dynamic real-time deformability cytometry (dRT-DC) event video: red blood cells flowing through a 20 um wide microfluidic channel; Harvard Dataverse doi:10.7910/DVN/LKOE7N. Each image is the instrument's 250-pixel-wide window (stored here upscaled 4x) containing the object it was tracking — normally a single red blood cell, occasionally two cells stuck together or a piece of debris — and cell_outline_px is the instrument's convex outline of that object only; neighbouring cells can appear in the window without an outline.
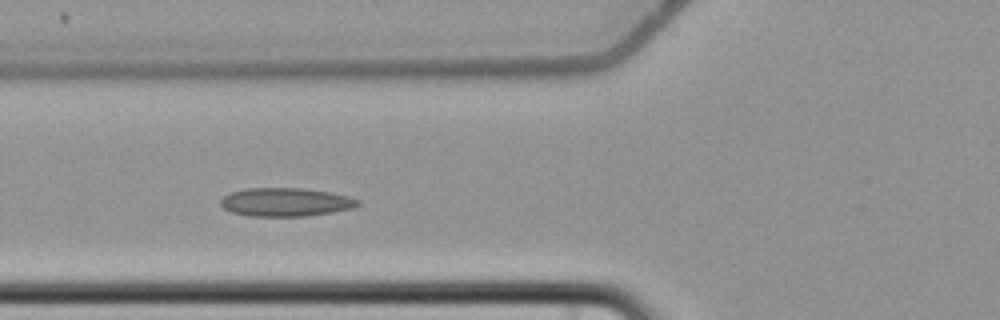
{"species": "common noctule bat (a hibernating species)", "species_latin": "Nyctalus noctula", "temperature_condition": "cold", "stored_images_in_passage": 4, "camera_frame_rate_fps": 3000, "um_per_image_px": 0.085, "animal": {"sex": "female", "body_mass_g": 22.7, "forearm_length_mm": 54.2}, "frame": {"image": 1, "passage_image": 4, "time_ms": 3.667, "image_size_px": [1000, 320], "cell_outline_px": [[360, 204], [352, 208], [332, 212], [304, 216], [248, 216], [232, 212], [224, 208], [220, 204], [220, 200], [224, 196], [232, 192], [248, 188], [300, 188], [328, 192], [348, 196], [360, 200]], "centroid_in_image_um": [24.27, 17.18], "position_along_channel_um": 101.5, "area_um2": 22.6}}